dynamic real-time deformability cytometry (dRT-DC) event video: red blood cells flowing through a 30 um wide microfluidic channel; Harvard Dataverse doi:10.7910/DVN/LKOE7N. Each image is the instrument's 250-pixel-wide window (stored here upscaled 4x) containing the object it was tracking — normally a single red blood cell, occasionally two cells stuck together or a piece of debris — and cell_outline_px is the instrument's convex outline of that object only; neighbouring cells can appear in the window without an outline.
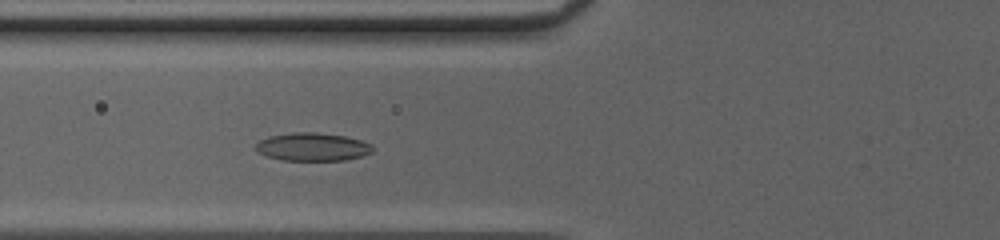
{"species": "common noctule bat (a hibernating species)", "species_latin": "Nyctalus noctula", "temperature_condition": "cold", "stored_images_in_passage": 35, "camera_frame_rate_fps": 3000, "um_per_image_px": 0.085, "animal": {"sex": "female", "body_mass_g": 20.0, "forearm_length_mm": 54.0}, "frame": {"image": 1, "passage_image": 5, "time_ms": 1.333, "image_size_px": [1000, 240], "cell_outline_px": [[376, 148], [372, 152], [360, 156], [344, 160], [284, 160], [268, 156], [256, 152], [256, 144], [260, 140], [268, 136], [292, 132], [316, 132], [344, 136], [360, 140], [372, 144]], "centroid_in_image_um": [26.57, 12.47], "position_along_channel_um": 99.2, "area_um2": 19.13}}
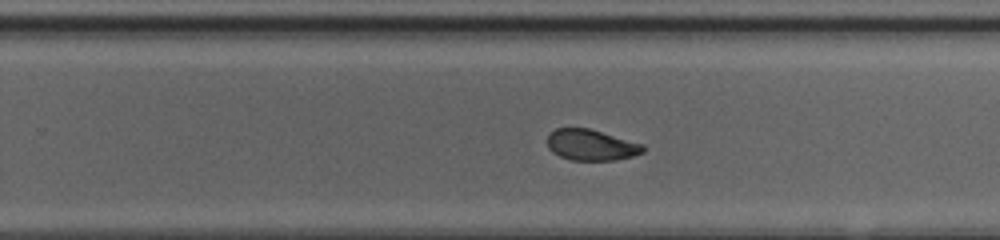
{"frame": {"image": 2, "passage_image": 18, "time_ms": 5.667, "image_size_px": [1000, 240], "cell_outline_px": [[648, 148], [644, 152], [632, 156], [616, 160], [572, 160], [560, 156], [552, 152], [548, 148], [548, 132], [556, 128], [588, 128], [644, 144]], "centroid_in_image_um": [50.27, 12.32], "position_along_channel_um": 279.5, "area_um2": 17.4}}
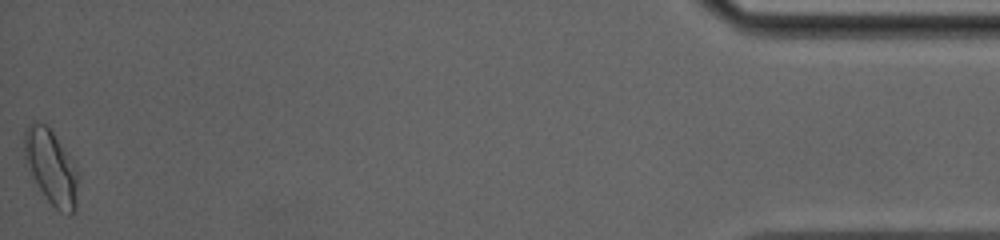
{"frame": {"image": 3, "passage_image": 35, "time_ms": 11.333, "image_size_px": [1000, 240], "cell_outline_px": [[80, 172], [76, 208], [68, 216], [60, 212], [48, 200], [40, 188], [24, 160], [24, 128], [32, 120], [36, 120], [48, 124], [68, 152]], "centroid_in_image_um": [4.38, 14.14], "position_along_channel_um": 430.8, "area_um2": 24.1}, "authors_computed_cell_mechanics": {"area_um2": 18.496, "velocity_mm_per_s": 4.1677, "shape_relaxation_time_tau1_ms": 6.1554, "shape_relaxation_time_tau2_ms": 2.0864, "deformation_change_tau1": 0.1547, "deformation_change_tau2": 0.0688}}